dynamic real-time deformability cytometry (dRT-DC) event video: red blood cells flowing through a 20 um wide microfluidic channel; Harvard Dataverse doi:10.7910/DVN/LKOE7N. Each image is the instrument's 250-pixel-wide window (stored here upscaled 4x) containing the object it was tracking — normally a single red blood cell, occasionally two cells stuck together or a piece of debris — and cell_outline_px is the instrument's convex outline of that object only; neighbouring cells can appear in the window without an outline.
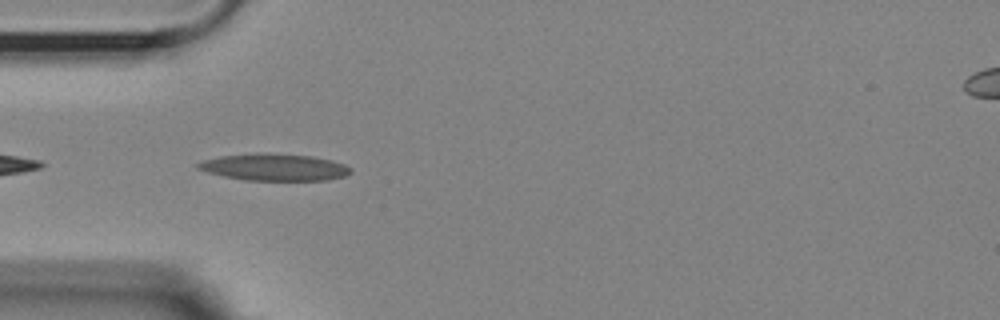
{"species": "Egyptian fruit bat (a non-hibernating species)", "species_latin": "Rousettus aegyptiacus", "temperature_condition": "room temperature", "stored_images_in_passage": 24, "camera_frame_rate_fps": 3000, "um_per_image_px": 0.085, "animal": {"sex": "female"}, "frame": {"image": 1, "passage_image": 2, "time_ms": 0.333, "image_size_px": [1000, 320], "cell_outline_px": [[352, 172], [344, 176], [324, 180], [244, 180], [224, 176], [208, 172], [196, 168], [196, 164], [204, 160], [220, 156], [256, 152], [268, 152], [312, 156], [332, 160], [344, 164], [352, 168]], "centroid_in_image_um": [23.32, 14.19], "position_along_channel_um": 61.7, "area_um2": 24.1}}
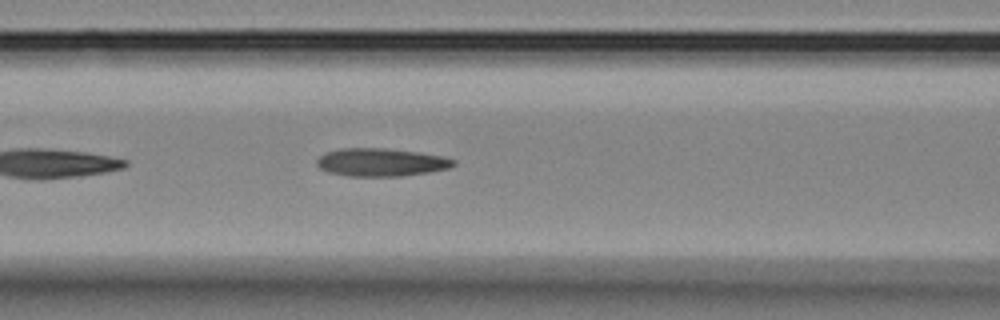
{"frame": {"image": 2, "passage_image": 8, "time_ms": 2.333, "image_size_px": [1000, 320], "cell_outline_px": [[456, 164], [448, 168], [428, 172], [400, 176], [348, 176], [328, 172], [320, 168], [316, 164], [316, 160], [324, 152], [340, 148], [384, 148], [416, 152], [444, 156], [456, 160]], "centroid_in_image_um": [32.36, 13.79], "position_along_channel_um": 134.2, "area_um2": 22.31}}
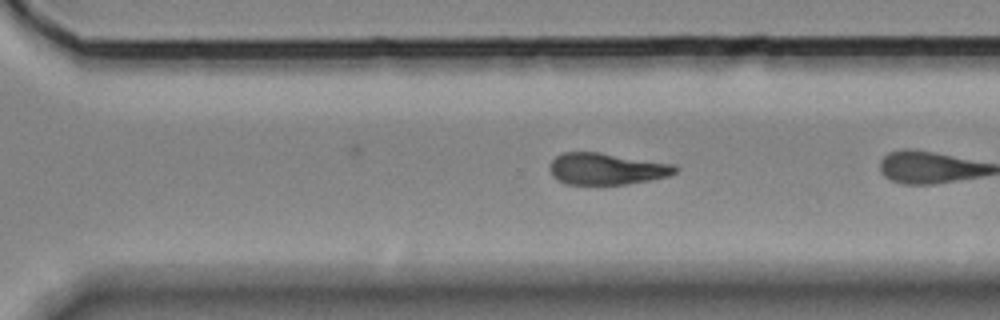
{"frame": {"image": 3, "passage_image": 21, "time_ms": 6.667, "image_size_px": [1000, 320], "cell_outline_px": [[680, 168], [676, 172], [668, 176], [648, 180], [624, 184], [564, 184], [556, 180], [552, 176], [548, 168], [552, 160], [556, 156], [564, 152], [600, 152], [676, 164]], "centroid_in_image_um": [51.55, 14.34], "position_along_channel_um": 319.1, "area_um2": 23.35}}